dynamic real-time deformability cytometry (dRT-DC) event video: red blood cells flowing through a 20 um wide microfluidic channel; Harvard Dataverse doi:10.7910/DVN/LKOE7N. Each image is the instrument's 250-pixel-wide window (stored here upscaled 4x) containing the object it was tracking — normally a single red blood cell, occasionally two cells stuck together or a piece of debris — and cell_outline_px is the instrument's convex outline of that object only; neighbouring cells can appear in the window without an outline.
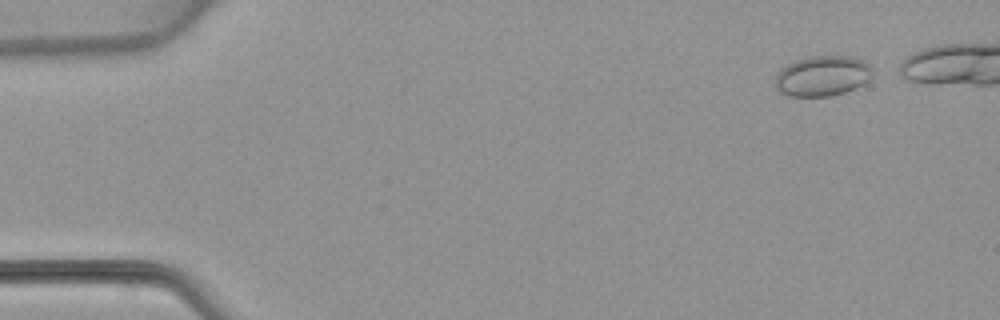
{"species": "common noctule bat (a hibernating species)", "species_latin": "Nyctalus noctula", "temperature_condition": "warm", "stored_images_in_passage": 6, "camera_frame_rate_fps": 3000, "um_per_image_px": 0.085, "animal": {"sex": "female", "body_mass_g": 22.7, "forearm_length_mm": 54.2}, "frame": {"image": 1, "passage_image": 1, "time_ms": 0.0, "image_size_px": [1000, 320], "cell_outline_px": [[872, 76], [864, 84], [856, 88], [832, 96], [788, 96], [780, 92], [776, 88], [776, 72], [780, 68], [796, 60], [808, 56], [852, 56], [864, 60], [872, 68]], "centroid_in_image_um": [69.91, 6.45], "position_along_channel_um": 15.1, "area_um2": 23.12}}